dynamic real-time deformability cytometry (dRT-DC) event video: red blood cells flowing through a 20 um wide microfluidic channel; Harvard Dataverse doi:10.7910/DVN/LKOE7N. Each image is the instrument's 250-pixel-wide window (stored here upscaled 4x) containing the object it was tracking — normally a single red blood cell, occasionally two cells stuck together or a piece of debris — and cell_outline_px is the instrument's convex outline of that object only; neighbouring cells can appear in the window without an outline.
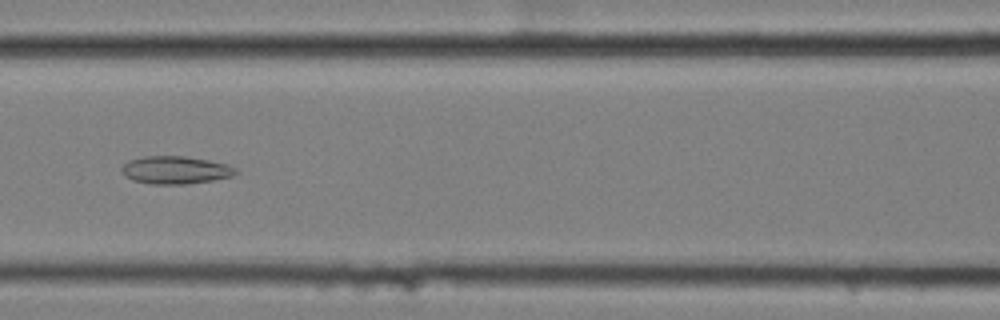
{"species": "common noctule bat (a hibernating species)", "species_latin": "Nyctalus noctula", "temperature_condition": "cold", "stored_images_in_passage": 41, "camera_frame_rate_fps": 3000, "um_per_image_px": 0.085, "animal": {"sex": "female", "body_mass_g": 25.1}, "frame": {"image": 1, "passage_image": 9, "time_ms": 2.667, "image_size_px": [1000, 320], "cell_outline_px": [[240, 172], [232, 176], [212, 180], [188, 184], [152, 184], [132, 180], [124, 176], [120, 168], [128, 160], [144, 156], [184, 156], [208, 160], [228, 164], [236, 168]], "centroid_in_image_um": [14.91, 14.45], "position_along_channel_um": 151.7, "area_um2": 18.61}}
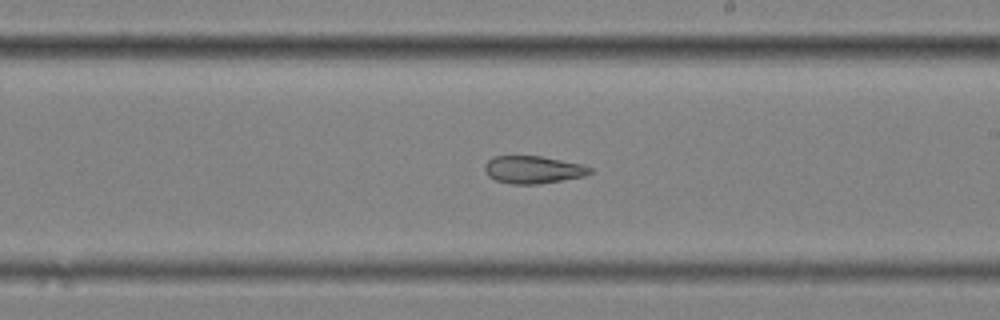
{"frame": {"image": 2, "passage_image": 17, "time_ms": 5.333, "image_size_px": [1000, 320], "cell_outline_px": [[592, 172], [584, 176], [536, 184], [512, 184], [496, 180], [488, 176], [484, 172], [484, 164], [488, 160], [496, 156], [540, 156], [580, 164], [592, 168]], "centroid_in_image_um": [45.26, 14.42], "position_along_channel_um": 243.7, "area_um2": 16.7}}
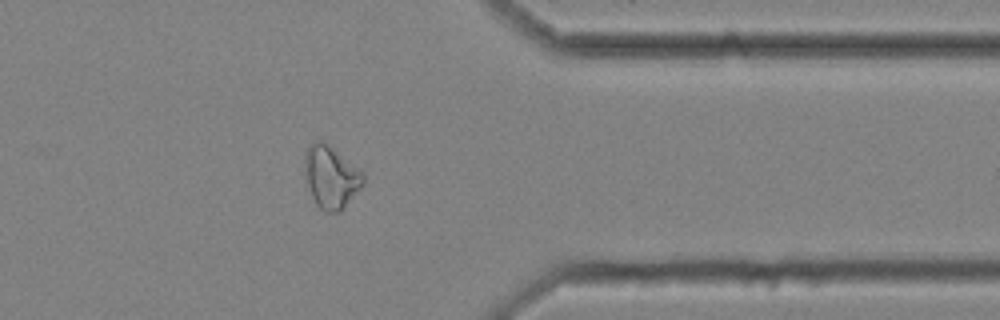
{"frame": {"image": 3, "passage_image": 30, "time_ms": 9.667, "image_size_px": [1000, 320], "cell_outline_px": [[364, 180], [360, 188], [344, 208], [340, 212], [324, 212], [316, 204], [312, 196], [304, 176], [304, 152], [316, 140], [324, 140], [364, 172]], "centroid_in_image_um": [28.12, 15.03], "position_along_channel_um": 383.3, "area_um2": 21.5}, "authors_computed_cell_mechanics": {"area_um2": 19.0162, "velocity_mm_per_s": 3.4586, "shape_relaxation_time_tau1_ms": null, "shape_relaxation_time_tau2_ms": 3.6579, "deformation_change_tau1": null, "deformation_change_tau2": 0.1099}}